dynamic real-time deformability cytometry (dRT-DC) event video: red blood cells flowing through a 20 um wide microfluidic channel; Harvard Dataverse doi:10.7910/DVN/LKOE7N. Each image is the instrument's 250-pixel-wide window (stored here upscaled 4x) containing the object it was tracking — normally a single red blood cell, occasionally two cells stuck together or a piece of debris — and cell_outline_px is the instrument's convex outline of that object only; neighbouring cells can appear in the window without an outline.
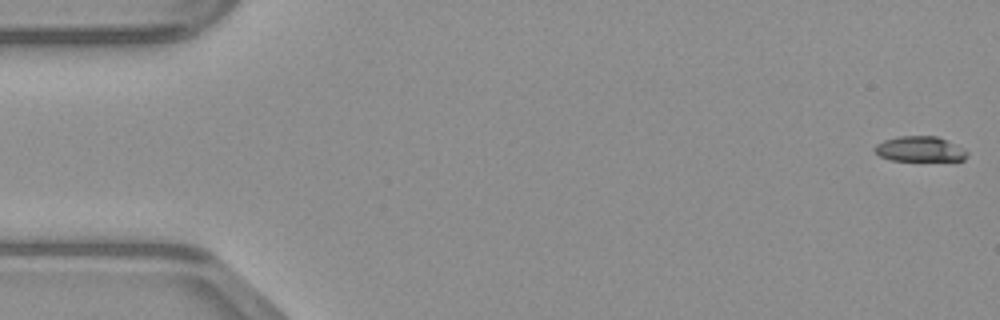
{"species": "common noctule bat (a hibernating species)", "species_latin": "Nyctalus noctula", "temperature_condition": "warm", "stored_images_in_passage": 48, "camera_frame_rate_fps": 3000, "um_per_image_px": 0.085, "animal": {"sex": "male", "body_mass_g": 23.1, "forearm_length_mm": 52.7}, "frame": {"image": 1, "passage_image": 1, "time_ms": 0.0, "image_size_px": [1000, 320], "cell_outline_px": [[968, 156], [964, 160], [892, 160], [880, 156], [872, 148], [876, 144], [884, 140], [900, 136], [936, 136], [968, 152]], "centroid_in_image_um": [78.13, 12.67], "position_along_channel_um": 6.9, "area_um2": 13.24}}
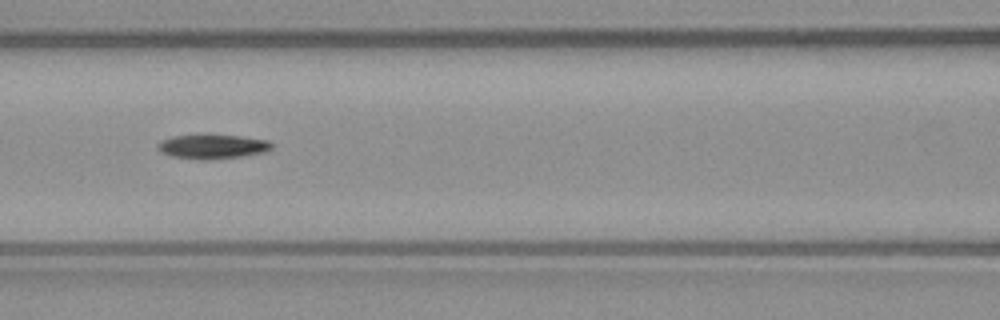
{"frame": {"image": 2, "passage_image": 21, "time_ms": 6.667, "image_size_px": [1000, 320], "cell_outline_px": [[272, 148], [268, 152], [244, 156], [208, 160], [200, 160], [172, 156], [160, 152], [156, 148], [156, 144], [160, 140], [172, 136], [240, 136], [268, 140], [272, 144]], "centroid_in_image_um": [18.06, 12.48], "position_along_channel_um": 148.5, "area_um2": 16.13}}
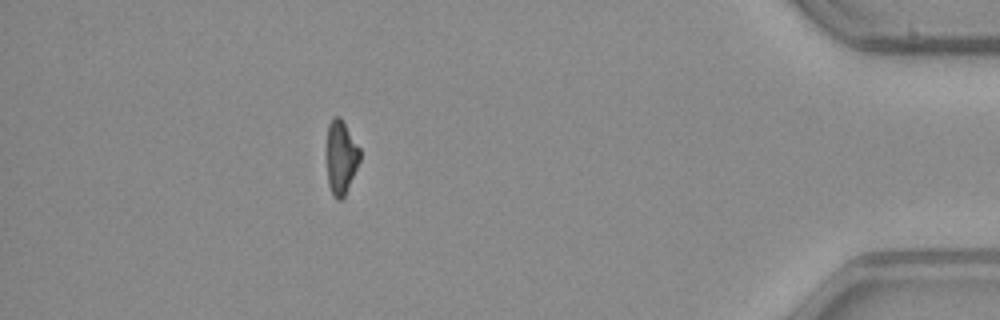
{"frame": {"image": 3, "passage_image": 43, "time_ms": 14.0, "image_size_px": [1000, 320], "cell_outline_px": [[360, 160], [344, 196], [340, 200], [336, 200], [328, 184], [328, 124], [332, 116], [340, 116], [360, 148]], "centroid_in_image_um": [29.0, 13.34], "position_along_channel_um": 406.2, "area_um2": 13.93}}